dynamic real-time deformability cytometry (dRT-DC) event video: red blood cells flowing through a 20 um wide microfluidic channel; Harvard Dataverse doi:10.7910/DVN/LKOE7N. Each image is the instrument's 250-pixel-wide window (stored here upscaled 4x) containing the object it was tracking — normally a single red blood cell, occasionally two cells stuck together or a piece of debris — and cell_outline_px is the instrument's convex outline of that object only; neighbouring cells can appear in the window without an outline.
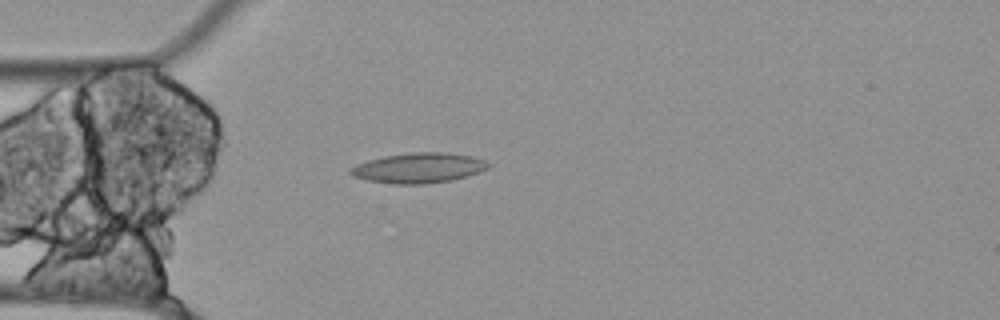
{"species": "Egyptian fruit bat (a non-hibernating species)", "species_latin": "Rousettus aegyptiacus", "temperature_condition": "cold", "stored_images_in_passage": 56, "camera_frame_rate_fps": 3000, "um_per_image_px": 0.085, "animal": {"sex": "female"}, "frame": {"image": 1, "passage_image": 15, "time_ms": 4.667, "image_size_px": [1000, 320], "cell_outline_px": [[492, 164], [488, 168], [452, 180], [424, 184], [396, 184], [368, 180], [352, 176], [348, 172], [348, 168], [356, 164], [368, 160], [384, 156], [412, 152], [448, 152], [472, 156], [484, 160]], "centroid_in_image_um": [35.55, 14.26], "position_along_channel_um": 49.5, "area_um2": 24.16}}
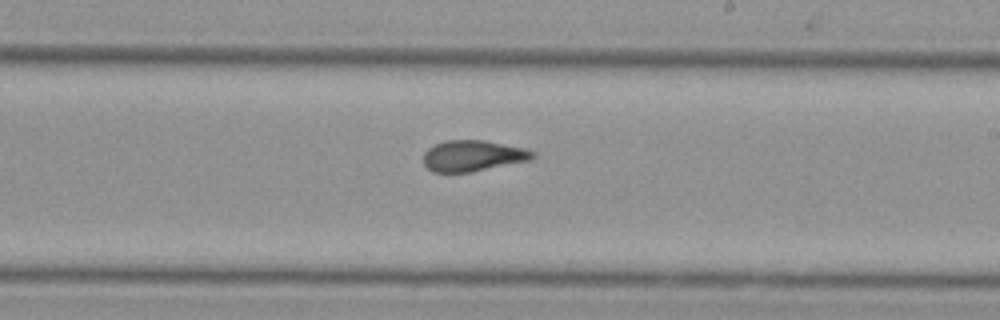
{"frame": {"image": 2, "passage_image": 32, "time_ms": 10.333, "image_size_px": [1000, 320], "cell_outline_px": [[536, 156], [532, 160], [472, 172], [432, 172], [424, 164], [424, 152], [428, 148], [444, 140], [484, 140], [528, 148], [536, 152]], "centroid_in_image_um": [40.26, 13.24], "position_along_channel_um": 248.7, "area_um2": 20.06}}
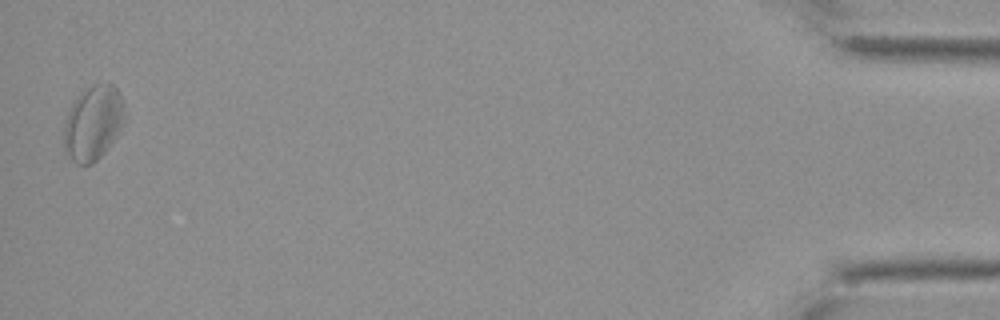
{"frame": {"image": 3, "passage_image": 55, "time_ms": 18.0, "image_size_px": [1000, 320], "cell_outline_px": [[128, 116], [104, 152], [92, 164], [76, 164], [64, 152], [64, 124], [68, 112], [72, 104], [80, 92], [92, 84], [112, 84], [116, 88], [124, 104]], "centroid_in_image_um": [7.91, 10.44], "position_along_channel_um": 427.3, "area_um2": 26.41}, "authors_computed_cell_mechanics": {"area_um2": 21.5016, "velocity_mm_per_s": 3.5062, "shape_relaxation_time_tau1_ms": null, "shape_relaxation_time_tau2_ms": 2.5805, "deformation_change_tau1": null, "deformation_change_tau2": 0.0874}}